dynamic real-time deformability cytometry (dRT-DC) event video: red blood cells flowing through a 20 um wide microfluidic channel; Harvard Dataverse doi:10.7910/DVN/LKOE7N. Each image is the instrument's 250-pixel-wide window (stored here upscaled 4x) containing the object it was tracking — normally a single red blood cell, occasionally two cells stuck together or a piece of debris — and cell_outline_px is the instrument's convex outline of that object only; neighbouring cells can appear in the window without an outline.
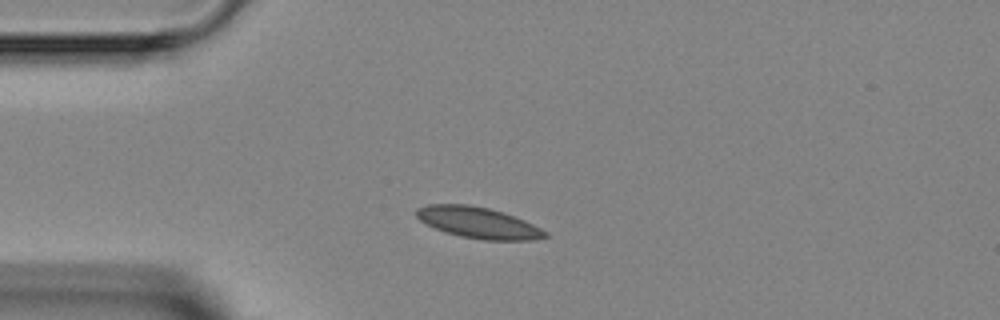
{"species": "Egyptian fruit bat (a non-hibernating species)", "species_latin": "Rousettus aegyptiacus", "temperature_condition": "room temperature", "stored_images_in_passage": 3, "camera_frame_rate_fps": 3000, "um_per_image_px": 0.085, "animal": {"sex": "female"}, "frame": {"image": 1, "passage_image": 2, "time_ms": 1.0, "image_size_px": [1000, 320], "cell_outline_px": [[552, 236], [532, 240], [484, 240], [460, 236], [444, 232], [420, 220], [416, 216], [416, 208], [428, 204], [468, 204], [488, 208], [504, 212], [524, 220], [548, 232]], "centroid_in_image_um": [40.68, 18.93], "position_along_channel_um": 44.3, "area_um2": 23.41}}